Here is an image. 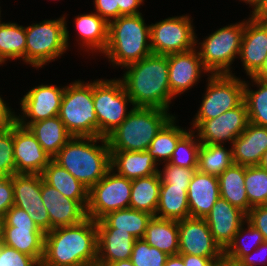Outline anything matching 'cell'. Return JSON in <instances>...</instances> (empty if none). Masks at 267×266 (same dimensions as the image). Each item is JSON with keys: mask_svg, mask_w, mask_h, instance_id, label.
Instances as JSON below:
<instances>
[{"mask_svg": "<svg viewBox=\"0 0 267 266\" xmlns=\"http://www.w3.org/2000/svg\"><path fill=\"white\" fill-rule=\"evenodd\" d=\"M98 231L95 220L54 228L44 236L43 266L97 265Z\"/></svg>", "mask_w": 267, "mask_h": 266, "instance_id": "cell-1", "label": "cell"}, {"mask_svg": "<svg viewBox=\"0 0 267 266\" xmlns=\"http://www.w3.org/2000/svg\"><path fill=\"white\" fill-rule=\"evenodd\" d=\"M122 82L133 107L169 110L172 93L169 86L167 55L151 53L131 63Z\"/></svg>", "mask_w": 267, "mask_h": 266, "instance_id": "cell-2", "label": "cell"}, {"mask_svg": "<svg viewBox=\"0 0 267 266\" xmlns=\"http://www.w3.org/2000/svg\"><path fill=\"white\" fill-rule=\"evenodd\" d=\"M99 140L102 146L95 144ZM52 159L88 189L111 169V151L104 137L73 136Z\"/></svg>", "mask_w": 267, "mask_h": 266, "instance_id": "cell-3", "label": "cell"}, {"mask_svg": "<svg viewBox=\"0 0 267 266\" xmlns=\"http://www.w3.org/2000/svg\"><path fill=\"white\" fill-rule=\"evenodd\" d=\"M144 21L142 14H138L120 16L109 22L108 44L103 53L114 65L125 67L152 53L150 25L146 26Z\"/></svg>", "mask_w": 267, "mask_h": 266, "instance_id": "cell-4", "label": "cell"}, {"mask_svg": "<svg viewBox=\"0 0 267 266\" xmlns=\"http://www.w3.org/2000/svg\"><path fill=\"white\" fill-rule=\"evenodd\" d=\"M168 110L133 107L127 118L106 139L110 151H145L173 117Z\"/></svg>", "mask_w": 267, "mask_h": 266, "instance_id": "cell-5", "label": "cell"}, {"mask_svg": "<svg viewBox=\"0 0 267 266\" xmlns=\"http://www.w3.org/2000/svg\"><path fill=\"white\" fill-rule=\"evenodd\" d=\"M58 116L72 136L98 137L93 82L78 80L65 87Z\"/></svg>", "mask_w": 267, "mask_h": 266, "instance_id": "cell-6", "label": "cell"}, {"mask_svg": "<svg viewBox=\"0 0 267 266\" xmlns=\"http://www.w3.org/2000/svg\"><path fill=\"white\" fill-rule=\"evenodd\" d=\"M69 31L64 17L26 27V63L40 68L68 49Z\"/></svg>", "mask_w": 267, "mask_h": 266, "instance_id": "cell-7", "label": "cell"}, {"mask_svg": "<svg viewBox=\"0 0 267 266\" xmlns=\"http://www.w3.org/2000/svg\"><path fill=\"white\" fill-rule=\"evenodd\" d=\"M131 98L121 79L96 80L93 82V103L98 121V137L106 138L126 118Z\"/></svg>", "mask_w": 267, "mask_h": 266, "instance_id": "cell-8", "label": "cell"}, {"mask_svg": "<svg viewBox=\"0 0 267 266\" xmlns=\"http://www.w3.org/2000/svg\"><path fill=\"white\" fill-rule=\"evenodd\" d=\"M244 21L220 28L201 43L199 55L210 74H231L230 66L240 53Z\"/></svg>", "mask_w": 267, "mask_h": 266, "instance_id": "cell-9", "label": "cell"}, {"mask_svg": "<svg viewBox=\"0 0 267 266\" xmlns=\"http://www.w3.org/2000/svg\"><path fill=\"white\" fill-rule=\"evenodd\" d=\"M131 186L132 180L110 169L89 189L87 217L99 221L110 212L129 208Z\"/></svg>", "mask_w": 267, "mask_h": 266, "instance_id": "cell-10", "label": "cell"}, {"mask_svg": "<svg viewBox=\"0 0 267 266\" xmlns=\"http://www.w3.org/2000/svg\"><path fill=\"white\" fill-rule=\"evenodd\" d=\"M209 77L204 99L194 120L216 118L244 101V81L232 73L211 74Z\"/></svg>", "mask_w": 267, "mask_h": 266, "instance_id": "cell-11", "label": "cell"}, {"mask_svg": "<svg viewBox=\"0 0 267 266\" xmlns=\"http://www.w3.org/2000/svg\"><path fill=\"white\" fill-rule=\"evenodd\" d=\"M189 16L164 19L150 25L152 53L168 55L196 48L197 40Z\"/></svg>", "mask_w": 267, "mask_h": 266, "instance_id": "cell-12", "label": "cell"}, {"mask_svg": "<svg viewBox=\"0 0 267 266\" xmlns=\"http://www.w3.org/2000/svg\"><path fill=\"white\" fill-rule=\"evenodd\" d=\"M248 123L247 107L243 101L216 118L195 120L193 126L198 130L197 137L202 144L222 145L225 140L233 143L245 131Z\"/></svg>", "mask_w": 267, "mask_h": 266, "instance_id": "cell-13", "label": "cell"}, {"mask_svg": "<svg viewBox=\"0 0 267 266\" xmlns=\"http://www.w3.org/2000/svg\"><path fill=\"white\" fill-rule=\"evenodd\" d=\"M40 174H14V205L26 211L43 233L50 231V218L41 195Z\"/></svg>", "mask_w": 267, "mask_h": 266, "instance_id": "cell-14", "label": "cell"}, {"mask_svg": "<svg viewBox=\"0 0 267 266\" xmlns=\"http://www.w3.org/2000/svg\"><path fill=\"white\" fill-rule=\"evenodd\" d=\"M179 255L218 258L224 251L213 240L204 218L188 217L178 221Z\"/></svg>", "mask_w": 267, "mask_h": 266, "instance_id": "cell-15", "label": "cell"}, {"mask_svg": "<svg viewBox=\"0 0 267 266\" xmlns=\"http://www.w3.org/2000/svg\"><path fill=\"white\" fill-rule=\"evenodd\" d=\"M16 174H40L52 160L31 131L13 119Z\"/></svg>", "mask_w": 267, "mask_h": 266, "instance_id": "cell-16", "label": "cell"}, {"mask_svg": "<svg viewBox=\"0 0 267 266\" xmlns=\"http://www.w3.org/2000/svg\"><path fill=\"white\" fill-rule=\"evenodd\" d=\"M65 87L58 88L50 85H39L28 91L21 98L23 117L14 115V119L24 127L29 124L59 115ZM31 120L26 123V118Z\"/></svg>", "mask_w": 267, "mask_h": 266, "instance_id": "cell-17", "label": "cell"}, {"mask_svg": "<svg viewBox=\"0 0 267 266\" xmlns=\"http://www.w3.org/2000/svg\"><path fill=\"white\" fill-rule=\"evenodd\" d=\"M204 219L208 224L213 240L224 251L233 241L241 225L246 222L247 215L227 200L219 197Z\"/></svg>", "mask_w": 267, "mask_h": 266, "instance_id": "cell-18", "label": "cell"}, {"mask_svg": "<svg viewBox=\"0 0 267 266\" xmlns=\"http://www.w3.org/2000/svg\"><path fill=\"white\" fill-rule=\"evenodd\" d=\"M167 58L172 97L193 87L199 80L201 71L208 72L195 48L185 52L168 54Z\"/></svg>", "mask_w": 267, "mask_h": 266, "instance_id": "cell-19", "label": "cell"}, {"mask_svg": "<svg viewBox=\"0 0 267 266\" xmlns=\"http://www.w3.org/2000/svg\"><path fill=\"white\" fill-rule=\"evenodd\" d=\"M42 201L50 218V231L58 227L75 225L87 218L86 209L73 199L63 196L42 178Z\"/></svg>", "mask_w": 267, "mask_h": 266, "instance_id": "cell-20", "label": "cell"}, {"mask_svg": "<svg viewBox=\"0 0 267 266\" xmlns=\"http://www.w3.org/2000/svg\"><path fill=\"white\" fill-rule=\"evenodd\" d=\"M246 21L239 56L246 73L253 77L267 56V22L257 21L252 16Z\"/></svg>", "mask_w": 267, "mask_h": 266, "instance_id": "cell-21", "label": "cell"}, {"mask_svg": "<svg viewBox=\"0 0 267 266\" xmlns=\"http://www.w3.org/2000/svg\"><path fill=\"white\" fill-rule=\"evenodd\" d=\"M98 231L97 265L109 266L111 263L131 258L135 238L128 232L115 231L103 219L96 221Z\"/></svg>", "mask_w": 267, "mask_h": 266, "instance_id": "cell-22", "label": "cell"}, {"mask_svg": "<svg viewBox=\"0 0 267 266\" xmlns=\"http://www.w3.org/2000/svg\"><path fill=\"white\" fill-rule=\"evenodd\" d=\"M219 197L217 176L196 170L187 190L190 217L205 218Z\"/></svg>", "mask_w": 267, "mask_h": 266, "instance_id": "cell-23", "label": "cell"}, {"mask_svg": "<svg viewBox=\"0 0 267 266\" xmlns=\"http://www.w3.org/2000/svg\"><path fill=\"white\" fill-rule=\"evenodd\" d=\"M232 160L242 166H258L267 149V127L248 123L231 144Z\"/></svg>", "mask_w": 267, "mask_h": 266, "instance_id": "cell-24", "label": "cell"}, {"mask_svg": "<svg viewBox=\"0 0 267 266\" xmlns=\"http://www.w3.org/2000/svg\"><path fill=\"white\" fill-rule=\"evenodd\" d=\"M44 236L37 226H0L2 243L33 257L39 264L44 255Z\"/></svg>", "mask_w": 267, "mask_h": 266, "instance_id": "cell-25", "label": "cell"}, {"mask_svg": "<svg viewBox=\"0 0 267 266\" xmlns=\"http://www.w3.org/2000/svg\"><path fill=\"white\" fill-rule=\"evenodd\" d=\"M156 163L147 150L111 151V169H117L118 175L130 180L157 174Z\"/></svg>", "mask_w": 267, "mask_h": 266, "instance_id": "cell-26", "label": "cell"}, {"mask_svg": "<svg viewBox=\"0 0 267 266\" xmlns=\"http://www.w3.org/2000/svg\"><path fill=\"white\" fill-rule=\"evenodd\" d=\"M41 176L46 184L57 189L63 196L78 201L85 209L87 208L89 189L53 159Z\"/></svg>", "mask_w": 267, "mask_h": 266, "instance_id": "cell-27", "label": "cell"}, {"mask_svg": "<svg viewBox=\"0 0 267 266\" xmlns=\"http://www.w3.org/2000/svg\"><path fill=\"white\" fill-rule=\"evenodd\" d=\"M220 197L242 210L246 215L252 206L245 189V166L232 163L218 177Z\"/></svg>", "mask_w": 267, "mask_h": 266, "instance_id": "cell-28", "label": "cell"}, {"mask_svg": "<svg viewBox=\"0 0 267 266\" xmlns=\"http://www.w3.org/2000/svg\"><path fill=\"white\" fill-rule=\"evenodd\" d=\"M27 128L51 158L73 137L59 116L31 123Z\"/></svg>", "mask_w": 267, "mask_h": 266, "instance_id": "cell-29", "label": "cell"}, {"mask_svg": "<svg viewBox=\"0 0 267 266\" xmlns=\"http://www.w3.org/2000/svg\"><path fill=\"white\" fill-rule=\"evenodd\" d=\"M142 239L168 256L178 255V221L152 217Z\"/></svg>", "mask_w": 267, "mask_h": 266, "instance_id": "cell-30", "label": "cell"}, {"mask_svg": "<svg viewBox=\"0 0 267 266\" xmlns=\"http://www.w3.org/2000/svg\"><path fill=\"white\" fill-rule=\"evenodd\" d=\"M187 190L188 187L160 185L159 201L154 217L175 221L190 217Z\"/></svg>", "mask_w": 267, "mask_h": 266, "instance_id": "cell-31", "label": "cell"}, {"mask_svg": "<svg viewBox=\"0 0 267 266\" xmlns=\"http://www.w3.org/2000/svg\"><path fill=\"white\" fill-rule=\"evenodd\" d=\"M160 185L159 173L132 180L129 207L154 217L159 201Z\"/></svg>", "mask_w": 267, "mask_h": 266, "instance_id": "cell-32", "label": "cell"}, {"mask_svg": "<svg viewBox=\"0 0 267 266\" xmlns=\"http://www.w3.org/2000/svg\"><path fill=\"white\" fill-rule=\"evenodd\" d=\"M82 45L103 53L108 44L109 23L97 13L82 14L75 18Z\"/></svg>", "mask_w": 267, "mask_h": 266, "instance_id": "cell-33", "label": "cell"}, {"mask_svg": "<svg viewBox=\"0 0 267 266\" xmlns=\"http://www.w3.org/2000/svg\"><path fill=\"white\" fill-rule=\"evenodd\" d=\"M152 215L132 208L120 209L105 215L102 219L115 231L130 233L135 239H142Z\"/></svg>", "mask_w": 267, "mask_h": 266, "instance_id": "cell-34", "label": "cell"}, {"mask_svg": "<svg viewBox=\"0 0 267 266\" xmlns=\"http://www.w3.org/2000/svg\"><path fill=\"white\" fill-rule=\"evenodd\" d=\"M26 62V28L16 23L0 24V65L7 59Z\"/></svg>", "mask_w": 267, "mask_h": 266, "instance_id": "cell-35", "label": "cell"}, {"mask_svg": "<svg viewBox=\"0 0 267 266\" xmlns=\"http://www.w3.org/2000/svg\"><path fill=\"white\" fill-rule=\"evenodd\" d=\"M174 116L162 127L152 140L147 152L156 162L162 159L168 163L175 150L178 140L187 132L185 129L175 125Z\"/></svg>", "mask_w": 267, "mask_h": 266, "instance_id": "cell-36", "label": "cell"}, {"mask_svg": "<svg viewBox=\"0 0 267 266\" xmlns=\"http://www.w3.org/2000/svg\"><path fill=\"white\" fill-rule=\"evenodd\" d=\"M232 163L231 148L227 150L223 145H201L197 168L199 172L218 177Z\"/></svg>", "mask_w": 267, "mask_h": 266, "instance_id": "cell-37", "label": "cell"}, {"mask_svg": "<svg viewBox=\"0 0 267 266\" xmlns=\"http://www.w3.org/2000/svg\"><path fill=\"white\" fill-rule=\"evenodd\" d=\"M258 85L257 91L249 90L244 82V102L247 107L249 122L267 127V81L250 77Z\"/></svg>", "mask_w": 267, "mask_h": 266, "instance_id": "cell-38", "label": "cell"}, {"mask_svg": "<svg viewBox=\"0 0 267 266\" xmlns=\"http://www.w3.org/2000/svg\"><path fill=\"white\" fill-rule=\"evenodd\" d=\"M244 179L249 204L267 205V171L259 166H245Z\"/></svg>", "mask_w": 267, "mask_h": 266, "instance_id": "cell-39", "label": "cell"}, {"mask_svg": "<svg viewBox=\"0 0 267 266\" xmlns=\"http://www.w3.org/2000/svg\"><path fill=\"white\" fill-rule=\"evenodd\" d=\"M194 131L186 132L177 142L175 150L169 161L170 164L186 167L198 168L199 150L202 143L195 142Z\"/></svg>", "mask_w": 267, "mask_h": 266, "instance_id": "cell-40", "label": "cell"}, {"mask_svg": "<svg viewBox=\"0 0 267 266\" xmlns=\"http://www.w3.org/2000/svg\"><path fill=\"white\" fill-rule=\"evenodd\" d=\"M16 174L14 161L13 120L0 126V177Z\"/></svg>", "mask_w": 267, "mask_h": 266, "instance_id": "cell-41", "label": "cell"}, {"mask_svg": "<svg viewBox=\"0 0 267 266\" xmlns=\"http://www.w3.org/2000/svg\"><path fill=\"white\" fill-rule=\"evenodd\" d=\"M169 256L150 246L144 239H136L130 260L135 266H163Z\"/></svg>", "mask_w": 267, "mask_h": 266, "instance_id": "cell-42", "label": "cell"}, {"mask_svg": "<svg viewBox=\"0 0 267 266\" xmlns=\"http://www.w3.org/2000/svg\"><path fill=\"white\" fill-rule=\"evenodd\" d=\"M247 231L245 232L243 229V225L244 223L241 225L240 229L238 230V232L235 234L233 241L228 245V247L224 250V253L228 256L231 257L233 259L236 260H240L243 256L250 254L252 249H256L257 247L260 246L261 243H263L264 237L263 235L259 232L258 229H256L255 227H253L247 220ZM246 234L248 236L254 239V247L252 249H249L248 246L244 245L243 243H241L240 240L244 239L243 237L246 236L244 234ZM248 236V237H249Z\"/></svg>", "mask_w": 267, "mask_h": 266, "instance_id": "cell-43", "label": "cell"}, {"mask_svg": "<svg viewBox=\"0 0 267 266\" xmlns=\"http://www.w3.org/2000/svg\"><path fill=\"white\" fill-rule=\"evenodd\" d=\"M197 168L179 167L165 164L163 171H159L161 185H172V187H188L192 176Z\"/></svg>", "mask_w": 267, "mask_h": 266, "instance_id": "cell-44", "label": "cell"}, {"mask_svg": "<svg viewBox=\"0 0 267 266\" xmlns=\"http://www.w3.org/2000/svg\"><path fill=\"white\" fill-rule=\"evenodd\" d=\"M31 256L17 251L0 241V266H38Z\"/></svg>", "mask_w": 267, "mask_h": 266, "instance_id": "cell-45", "label": "cell"}, {"mask_svg": "<svg viewBox=\"0 0 267 266\" xmlns=\"http://www.w3.org/2000/svg\"><path fill=\"white\" fill-rule=\"evenodd\" d=\"M14 205L13 176L0 177V221Z\"/></svg>", "mask_w": 267, "mask_h": 266, "instance_id": "cell-46", "label": "cell"}, {"mask_svg": "<svg viewBox=\"0 0 267 266\" xmlns=\"http://www.w3.org/2000/svg\"><path fill=\"white\" fill-rule=\"evenodd\" d=\"M0 226H36L30 215L13 205L0 221Z\"/></svg>", "mask_w": 267, "mask_h": 266, "instance_id": "cell-47", "label": "cell"}, {"mask_svg": "<svg viewBox=\"0 0 267 266\" xmlns=\"http://www.w3.org/2000/svg\"><path fill=\"white\" fill-rule=\"evenodd\" d=\"M247 221L263 235L267 241V205H258L250 209Z\"/></svg>", "mask_w": 267, "mask_h": 266, "instance_id": "cell-48", "label": "cell"}, {"mask_svg": "<svg viewBox=\"0 0 267 266\" xmlns=\"http://www.w3.org/2000/svg\"><path fill=\"white\" fill-rule=\"evenodd\" d=\"M96 13L108 23L119 17L117 0H94Z\"/></svg>", "mask_w": 267, "mask_h": 266, "instance_id": "cell-49", "label": "cell"}, {"mask_svg": "<svg viewBox=\"0 0 267 266\" xmlns=\"http://www.w3.org/2000/svg\"><path fill=\"white\" fill-rule=\"evenodd\" d=\"M143 1L144 0H117L119 7V17L141 14L137 9Z\"/></svg>", "mask_w": 267, "mask_h": 266, "instance_id": "cell-50", "label": "cell"}, {"mask_svg": "<svg viewBox=\"0 0 267 266\" xmlns=\"http://www.w3.org/2000/svg\"><path fill=\"white\" fill-rule=\"evenodd\" d=\"M267 252V241H264L263 243H261L260 244V246L259 247H257L256 249H255V253H261V252ZM263 252V253H264ZM254 253V254H255ZM254 256L252 255V253H250V254H248V255H245V256H243L240 260H239V263H240V265L241 266H256V261L258 262V260H256L255 261V259H257L256 258V256L253 258ZM262 257V256H261ZM267 257V256H266ZM265 257V258H266ZM263 258V257H262ZM267 259V258H266ZM262 260V259H261ZM261 261H259V263H260Z\"/></svg>", "mask_w": 267, "mask_h": 266, "instance_id": "cell-51", "label": "cell"}, {"mask_svg": "<svg viewBox=\"0 0 267 266\" xmlns=\"http://www.w3.org/2000/svg\"><path fill=\"white\" fill-rule=\"evenodd\" d=\"M185 266H210L213 259L194 255H180Z\"/></svg>", "mask_w": 267, "mask_h": 266, "instance_id": "cell-52", "label": "cell"}, {"mask_svg": "<svg viewBox=\"0 0 267 266\" xmlns=\"http://www.w3.org/2000/svg\"><path fill=\"white\" fill-rule=\"evenodd\" d=\"M14 112L10 110L3 99L0 97V126L9 124L14 119Z\"/></svg>", "mask_w": 267, "mask_h": 266, "instance_id": "cell-53", "label": "cell"}, {"mask_svg": "<svg viewBox=\"0 0 267 266\" xmlns=\"http://www.w3.org/2000/svg\"><path fill=\"white\" fill-rule=\"evenodd\" d=\"M210 266H241L239 261L228 257L224 252L216 259L212 260Z\"/></svg>", "mask_w": 267, "mask_h": 266, "instance_id": "cell-54", "label": "cell"}, {"mask_svg": "<svg viewBox=\"0 0 267 266\" xmlns=\"http://www.w3.org/2000/svg\"><path fill=\"white\" fill-rule=\"evenodd\" d=\"M251 16L257 21L267 22V0H262Z\"/></svg>", "mask_w": 267, "mask_h": 266, "instance_id": "cell-55", "label": "cell"}, {"mask_svg": "<svg viewBox=\"0 0 267 266\" xmlns=\"http://www.w3.org/2000/svg\"><path fill=\"white\" fill-rule=\"evenodd\" d=\"M163 266H185L183 258L178 254L174 256H169L166 263Z\"/></svg>", "mask_w": 267, "mask_h": 266, "instance_id": "cell-56", "label": "cell"}, {"mask_svg": "<svg viewBox=\"0 0 267 266\" xmlns=\"http://www.w3.org/2000/svg\"><path fill=\"white\" fill-rule=\"evenodd\" d=\"M253 78H257L263 81H267V56L265 57L264 63L260 70L253 76Z\"/></svg>", "mask_w": 267, "mask_h": 266, "instance_id": "cell-57", "label": "cell"}, {"mask_svg": "<svg viewBox=\"0 0 267 266\" xmlns=\"http://www.w3.org/2000/svg\"><path fill=\"white\" fill-rule=\"evenodd\" d=\"M109 266H135L130 259L116 261L111 263Z\"/></svg>", "mask_w": 267, "mask_h": 266, "instance_id": "cell-58", "label": "cell"}, {"mask_svg": "<svg viewBox=\"0 0 267 266\" xmlns=\"http://www.w3.org/2000/svg\"><path fill=\"white\" fill-rule=\"evenodd\" d=\"M258 166L267 171V149L262 155L261 161Z\"/></svg>", "mask_w": 267, "mask_h": 266, "instance_id": "cell-59", "label": "cell"}, {"mask_svg": "<svg viewBox=\"0 0 267 266\" xmlns=\"http://www.w3.org/2000/svg\"><path fill=\"white\" fill-rule=\"evenodd\" d=\"M242 1L251 4V6L254 7V10H253V11H255V9H256V8L260 5V3L262 2V0H242Z\"/></svg>", "mask_w": 267, "mask_h": 266, "instance_id": "cell-60", "label": "cell"}]
</instances>
